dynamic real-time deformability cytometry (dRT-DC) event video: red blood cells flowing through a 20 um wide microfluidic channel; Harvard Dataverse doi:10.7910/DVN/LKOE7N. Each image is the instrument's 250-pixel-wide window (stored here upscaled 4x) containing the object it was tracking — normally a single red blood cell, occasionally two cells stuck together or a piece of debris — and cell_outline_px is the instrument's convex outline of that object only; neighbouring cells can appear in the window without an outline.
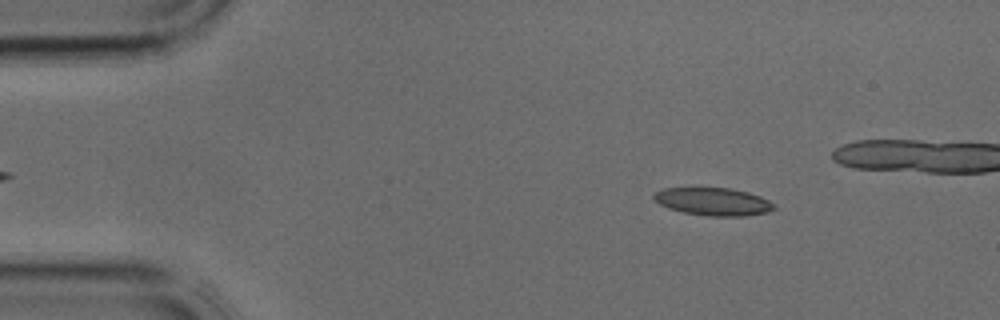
{"species": "common noctule bat (a hibernating species)", "species_latin": "Nyctalus noctula", "temperature_condition": "cold", "stored_images_in_passage": 32, "camera_frame_rate_fps": 3000, "um_per_image_px": 0.085, "animal": {"sex": "male", "body_mass_g": 17.9, "forearm_length_mm": 54.2}, "frame": {"image": 1, "passage_image": 4, "time_ms": 1.0, "image_size_px": [1000, 320], "cell_outline_px": [[776, 208], [768, 212], [744, 216], [708, 216], [684, 212], [668, 208], [660, 204], [652, 196], [656, 192], [664, 188], [732, 188], [748, 192], [760, 196], [776, 204]], "centroid_in_image_um": [60.67, 17.14], "position_along_channel_um": 24.3, "area_um2": 19.42}}
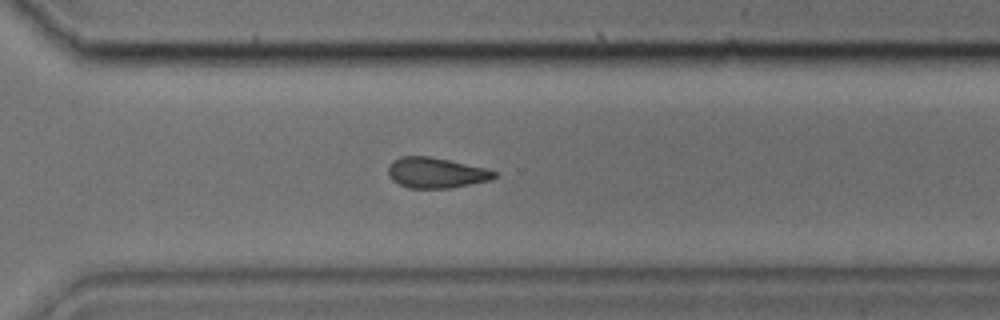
{"frame": {"image": 2, "passage_image": 26, "time_ms": 8.333, "image_size_px": [1000, 320], "cell_outline_px": [[496, 176], [492, 180], [452, 188], [408, 188], [392, 180], [388, 172], [388, 164], [392, 160], [400, 156], [428, 156], [448, 160], [484, 168], [496, 172]], "centroid_in_image_um": [37.03, 14.69], "position_along_channel_um": 333.6, "area_um2": 18.84}}
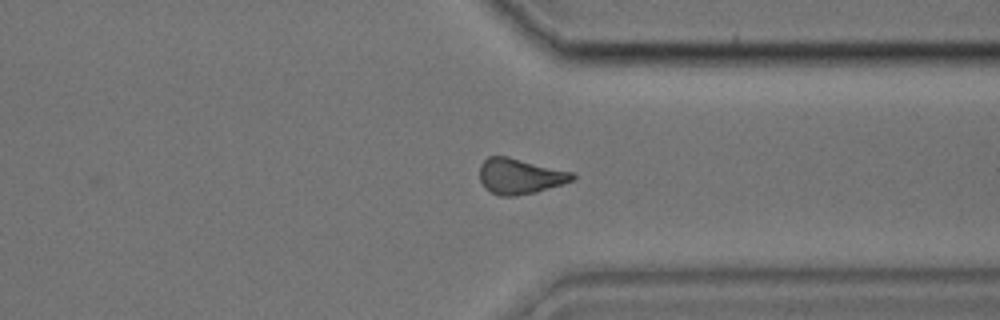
{"frame": {"image": 3, "passage_image": 28, "time_ms": 9.0, "image_size_px": [1000, 320], "cell_outline_px": [[576, 176], [572, 180], [564, 184], [536, 192], [516, 196], [500, 196], [492, 192], [480, 180], [480, 164], [488, 156], [508, 156], [572, 172]], "centroid_in_image_um": [44.2, 14.97], "position_along_channel_um": 367.2, "area_um2": 19.07}}